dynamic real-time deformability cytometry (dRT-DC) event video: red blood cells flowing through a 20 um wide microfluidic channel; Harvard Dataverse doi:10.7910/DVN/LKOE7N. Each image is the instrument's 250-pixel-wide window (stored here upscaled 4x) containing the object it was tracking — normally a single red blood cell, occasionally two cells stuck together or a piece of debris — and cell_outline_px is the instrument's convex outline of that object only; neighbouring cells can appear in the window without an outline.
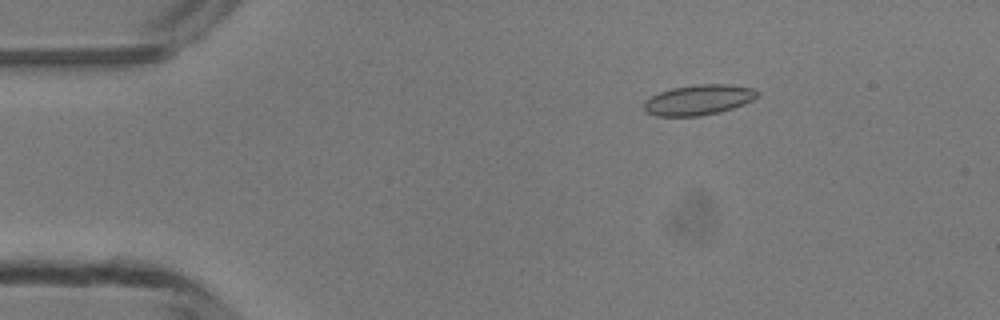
{"species": "common noctule bat (a hibernating species)", "species_latin": "Nyctalus noctula", "temperature_condition": "room temperature", "stored_images_in_passage": 49, "camera_frame_rate_fps": 3000, "um_per_image_px": 0.085, "animal": {"sex": "male", "body_mass_g": 13.3}, "frame": {"image": 1, "passage_image": 8, "time_ms": 2.333, "image_size_px": [1000, 320], "cell_outline_px": [[756, 96], [752, 100], [744, 104], [720, 112], [700, 116], [656, 116], [648, 112], [644, 108], [644, 100], [660, 92], [672, 88], [696, 84], [728, 84], [752, 88], [756, 92]], "centroid_in_image_um": [59.35, 8.49], "position_along_channel_um": 25.6, "area_um2": 19.83}}
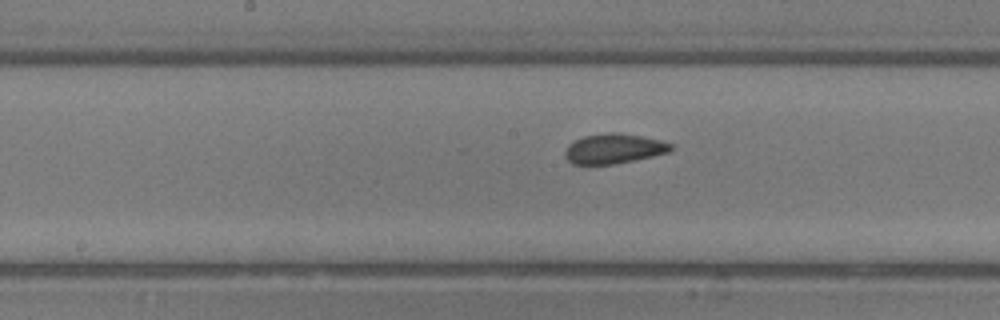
{"frame": {"image": 2, "passage_image": 25, "time_ms": 8.0, "image_size_px": [1000, 320], "cell_outline_px": [[672, 148], [668, 152], [652, 156], [612, 164], [572, 164], [564, 156], [564, 152], [568, 144], [584, 136], [608, 132], [620, 132], [660, 140], [672, 144]], "centroid_in_image_um": [52.14, 12.62], "position_along_channel_um": 196.1, "area_um2": 18.26}}
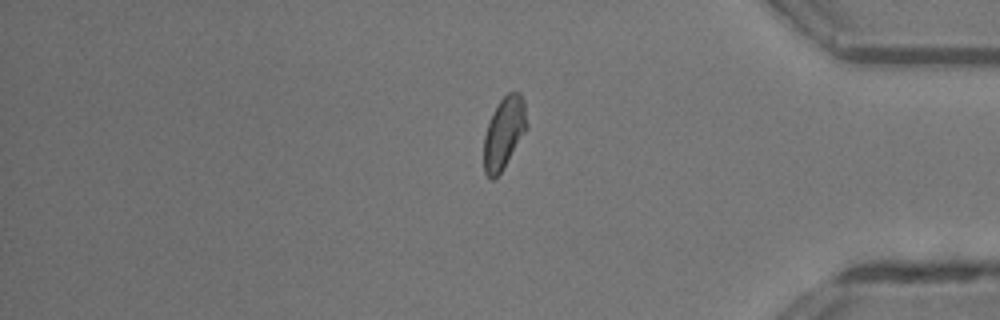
{"frame": {"image": 3, "passage_image": 41, "time_ms": 13.333, "image_size_px": [1000, 320], "cell_outline_px": [[528, 128], [504, 168], [492, 180], [484, 172], [484, 136], [488, 124], [500, 100], [508, 92], [520, 92], [524, 100], [528, 124]], "centroid_in_image_um": [42.87, 11.29], "position_along_channel_um": 392.3, "area_um2": 17.92}, "authors_computed_cell_mechanics": {"area_um2": 18.7272, "velocity_mm_per_s": 4.1906, "shape_relaxation_time_tau1_ms": 4.2332, "shape_relaxation_time_tau2_ms": 1.6489, "deformation_change_tau1": 0.0956, "deformation_change_tau2": 0.0652}}